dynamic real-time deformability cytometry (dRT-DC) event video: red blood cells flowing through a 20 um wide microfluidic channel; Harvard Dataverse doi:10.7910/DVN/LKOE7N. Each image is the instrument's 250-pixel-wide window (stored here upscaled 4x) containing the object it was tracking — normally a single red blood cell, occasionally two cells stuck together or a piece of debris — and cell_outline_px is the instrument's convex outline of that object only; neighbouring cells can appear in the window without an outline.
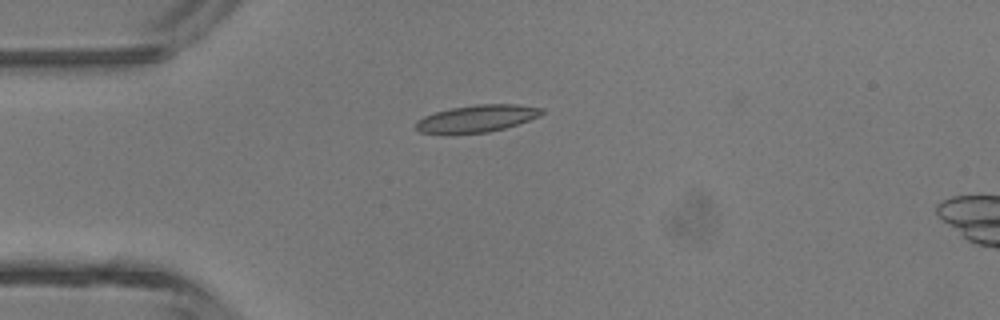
{"species": "common noctule bat (a hibernating species)", "species_latin": "Nyctalus noctula", "temperature_condition": "room temperature", "stored_images_in_passage": 4, "camera_frame_rate_fps": 3000, "um_per_image_px": 0.085, "animal": {"sex": "male", "body_mass_g": 13.3}, "frame": {"image": 1, "passage_image": 3, "time_ms": 3.333, "image_size_px": [1000, 320], "cell_outline_px": [[544, 112], [540, 116], [504, 128], [488, 132], [452, 136], [448, 136], [420, 132], [416, 128], [416, 120], [424, 116], [436, 112], [452, 108], [476, 104], [516, 104], [544, 108]], "centroid_in_image_um": [40.48, 10.11], "position_along_channel_um": 44.5, "area_um2": 20.4}}